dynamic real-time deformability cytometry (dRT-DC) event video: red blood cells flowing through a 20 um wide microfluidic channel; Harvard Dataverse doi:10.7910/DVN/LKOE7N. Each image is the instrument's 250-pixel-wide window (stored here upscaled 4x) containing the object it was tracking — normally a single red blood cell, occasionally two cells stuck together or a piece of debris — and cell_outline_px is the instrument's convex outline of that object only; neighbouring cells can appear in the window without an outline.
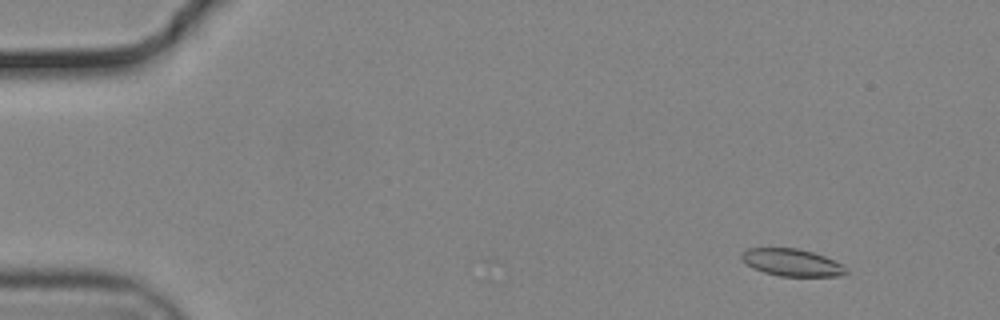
{"species": "common noctule bat (a hibernating species)", "species_latin": "Nyctalus noctula", "temperature_condition": "cold", "stored_images_in_passage": 56, "camera_frame_rate_fps": 3000, "um_per_image_px": 0.085, "animal": {"sex": "male", "body_mass_g": 19.2, "forearm_length_mm": 51.8}, "frame": {"image": 1, "passage_image": 6, "time_ms": 1.667, "image_size_px": [1000, 320], "cell_outline_px": [[848, 272], [844, 276], [780, 276], [764, 272], [752, 268], [740, 256], [740, 252], [748, 248], [796, 248], [812, 252], [824, 256], [844, 264]], "centroid_in_image_um": [67.34, 22.31], "position_along_channel_um": 17.7, "area_um2": 16.65}}
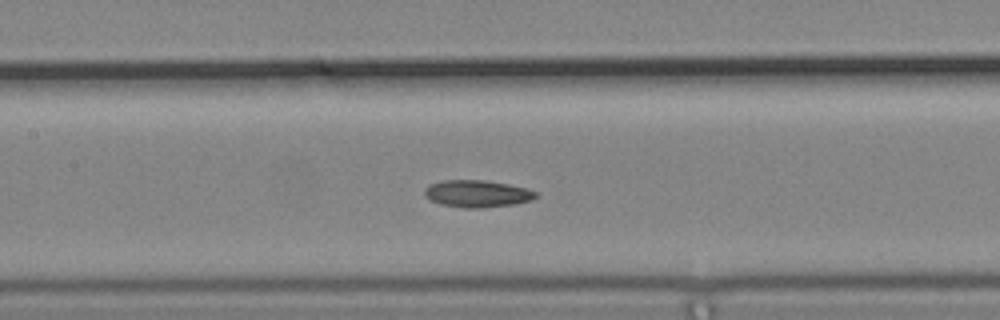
{"frame": {"image": 2, "passage_image": 27, "time_ms": 8.667, "image_size_px": [1000, 320], "cell_outline_px": [[536, 196], [532, 200], [512, 204], [484, 208], [464, 208], [440, 204], [424, 196], [424, 188], [428, 184], [444, 180], [484, 180], [508, 184], [524, 188], [536, 192]], "centroid_in_image_um": [40.5, 16.46], "position_along_channel_um": 166.9, "area_um2": 17.51}}
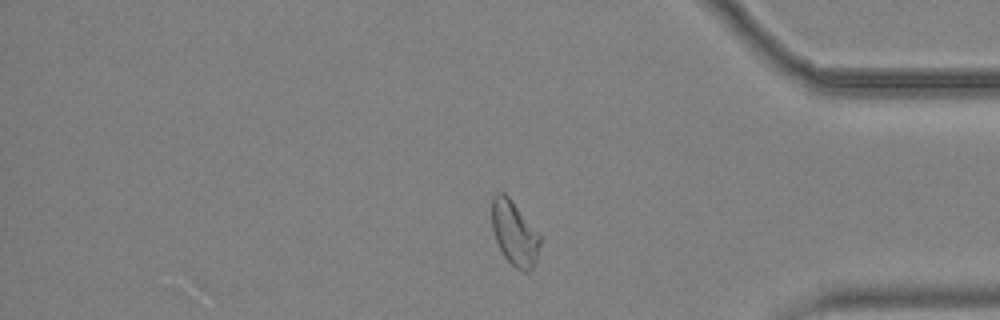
{"frame": {"image": 3, "passage_image": 47, "time_ms": 15.333, "image_size_px": [1000, 320], "cell_outline_px": [[540, 244], [536, 260], [532, 268], [528, 272], [524, 272], [516, 268], [504, 256], [496, 240], [492, 228], [492, 196], [496, 192], [504, 192], [508, 196], [540, 236]], "centroid_in_image_um": [43.71, 19.82], "position_along_channel_um": 391.5, "area_um2": 17.74}, "authors_computed_cell_mechanics": {"area_um2": 17.3978, "velocity_mm_per_s": 3.6971, "shape_relaxation_time_tau1_ms": null, "shape_relaxation_time_tau2_ms": 8.725, "deformation_change_tau1": null, "deformation_change_tau2": 0.149}}